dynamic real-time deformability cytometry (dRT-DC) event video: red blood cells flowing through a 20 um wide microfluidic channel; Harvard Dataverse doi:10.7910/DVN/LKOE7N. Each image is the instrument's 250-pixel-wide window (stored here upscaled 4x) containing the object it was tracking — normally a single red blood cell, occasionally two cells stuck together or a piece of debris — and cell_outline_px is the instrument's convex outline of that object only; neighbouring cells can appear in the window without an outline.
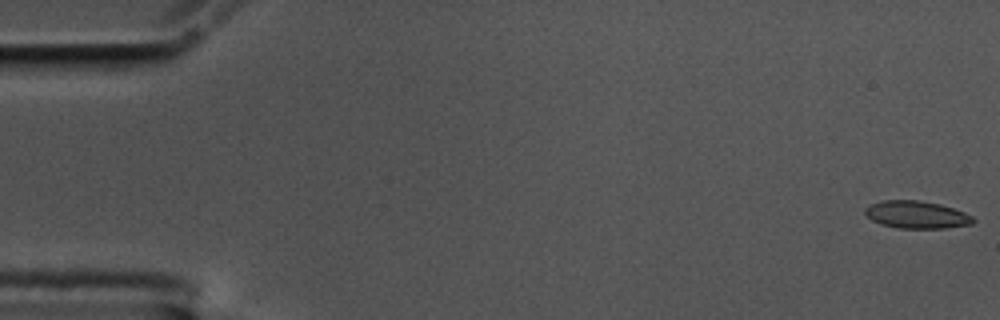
{"species": "common noctule bat (a hibernating species)", "species_latin": "Nyctalus noctula", "temperature_condition": "cold", "stored_images_in_passage": 58, "camera_frame_rate_fps": 3000, "um_per_image_px": 0.085, "animal": {"sex": "male", "body_mass_g": 17.5, "forearm_length_mm": 52.3}, "frame": {"image": 1, "passage_image": 1, "time_ms": 0.0, "image_size_px": [1000, 320], "cell_outline_px": [[976, 220], [972, 224], [944, 228], [900, 228], [880, 224], [872, 220], [864, 212], [864, 208], [868, 204], [884, 200], [920, 200], [940, 204], [964, 212], [972, 216]], "centroid_in_image_um": [77.89, 18.24], "position_along_channel_um": 7.1, "area_um2": 17.34}}
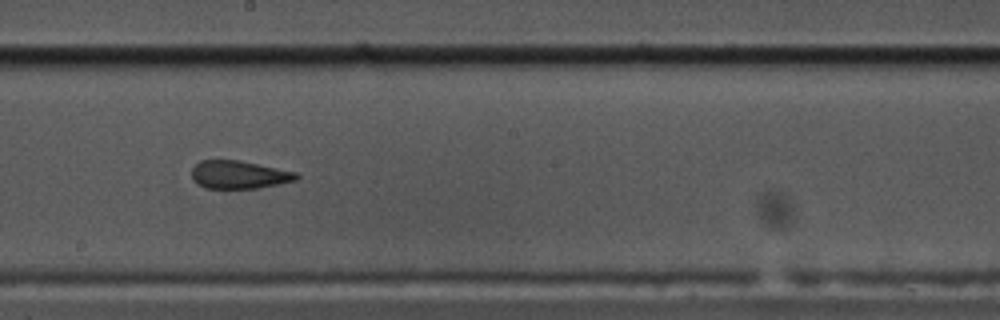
{"frame": {"image": 2, "passage_image": 32, "time_ms": 10.333, "image_size_px": [1000, 320], "cell_outline_px": [[300, 176], [296, 180], [260, 188], [204, 188], [196, 184], [192, 180], [192, 168], [200, 160], [236, 160], [296, 172]], "centroid_in_image_um": [20.27, 14.86], "position_along_channel_um": 227.9, "area_um2": 16.99}}
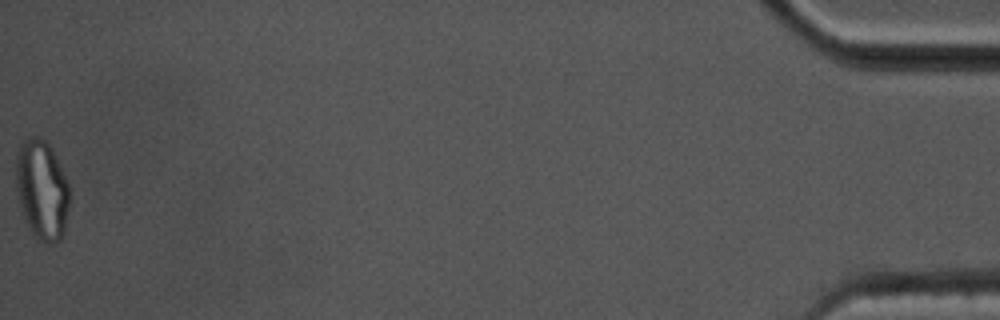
{"frame": {"image": 3, "passage_image": 58, "time_ms": 19.0, "image_size_px": [1000, 320], "cell_outline_px": [[68, 208], [64, 232], [60, 240], [48, 244], [44, 244], [32, 232], [24, 216], [20, 204], [16, 188], [16, 156], [20, 144], [28, 136], [40, 136], [52, 148], [56, 156], [68, 184]], "centroid_in_image_um": [3.55, 16.1], "position_along_channel_um": 431.6, "area_um2": 30.87}, "authors_computed_cell_mechanics": {"area_um2": 17.9758, "velocity_mm_per_s": 3.5046, "shape_relaxation_time_tau1_ms": null, "shape_relaxation_time_tau2_ms": 1.7629, "deformation_change_tau1": null, "deformation_change_tau2": 0.0863}}